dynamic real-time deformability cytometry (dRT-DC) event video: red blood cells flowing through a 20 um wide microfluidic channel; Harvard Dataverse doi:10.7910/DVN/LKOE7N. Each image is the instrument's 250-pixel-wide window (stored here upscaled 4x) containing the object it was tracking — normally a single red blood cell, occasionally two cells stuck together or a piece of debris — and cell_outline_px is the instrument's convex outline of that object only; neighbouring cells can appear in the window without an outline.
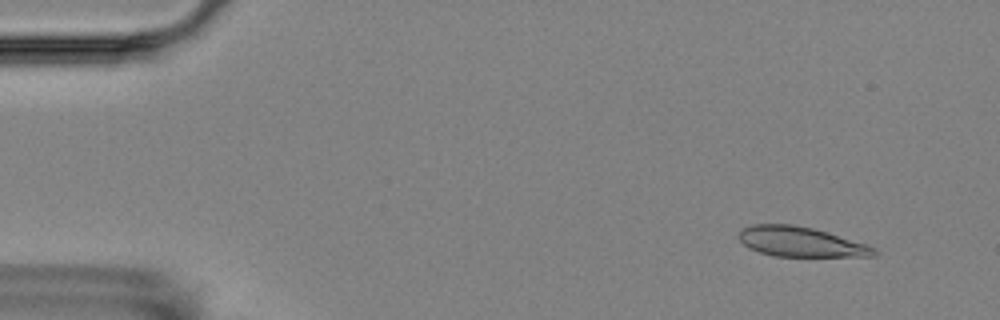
{"species": "Egyptian fruit bat (a non-hibernating species)", "species_latin": "Rousettus aegyptiacus", "temperature_condition": "room temperature", "stored_images_in_passage": 5, "camera_frame_rate_fps": 3000, "um_per_image_px": 0.085, "animal": {"sex": "female"}, "frame": {"image": 1, "passage_image": 1, "time_ms": 0.0, "image_size_px": [1000, 320], "cell_outline_px": [[880, 252], [876, 256], [776, 256], [760, 252], [748, 248], [736, 236], [736, 232], [740, 228], [752, 224], [792, 224], [812, 228], [828, 232], [876, 248]], "centroid_in_image_um": [68.0, 20.54], "position_along_channel_um": 17.0, "area_um2": 23.64}}